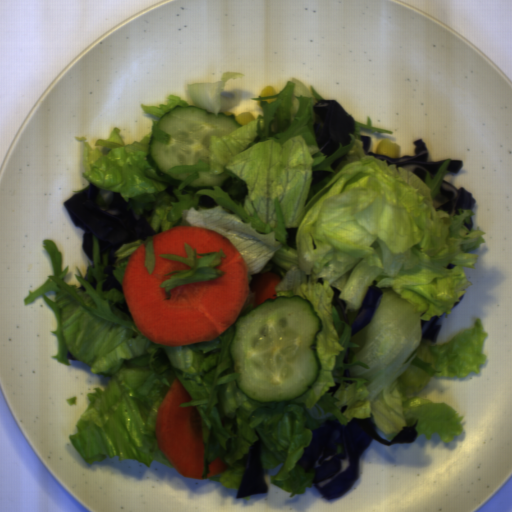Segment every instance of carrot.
<instances>
[{
  "instance_id": "obj_1",
  "label": "carrot",
  "mask_w": 512,
  "mask_h": 512,
  "mask_svg": "<svg viewBox=\"0 0 512 512\" xmlns=\"http://www.w3.org/2000/svg\"><path fill=\"white\" fill-rule=\"evenodd\" d=\"M155 264L145 266L146 247L141 243L130 255L122 281V292L132 319L143 336L154 343L181 346L216 339L232 326L248 300L250 282L246 262L231 241L205 227L178 226L151 236ZM184 243L197 253L223 250L226 257L216 269L221 277L174 287L166 298L159 285L173 270L190 269L186 264L159 257H187Z\"/></svg>"
},
{
  "instance_id": "obj_3",
  "label": "carrot",
  "mask_w": 512,
  "mask_h": 512,
  "mask_svg": "<svg viewBox=\"0 0 512 512\" xmlns=\"http://www.w3.org/2000/svg\"><path fill=\"white\" fill-rule=\"evenodd\" d=\"M282 279L280 275L274 272H266L259 275L253 284L254 291L253 301L257 305H261L268 299H276V286L280 285Z\"/></svg>"
},
{
  "instance_id": "obj_2",
  "label": "carrot",
  "mask_w": 512,
  "mask_h": 512,
  "mask_svg": "<svg viewBox=\"0 0 512 512\" xmlns=\"http://www.w3.org/2000/svg\"><path fill=\"white\" fill-rule=\"evenodd\" d=\"M192 401L176 377L157 414L154 437L159 450L183 478H204V433L197 406H180Z\"/></svg>"
},
{
  "instance_id": "obj_4",
  "label": "carrot",
  "mask_w": 512,
  "mask_h": 512,
  "mask_svg": "<svg viewBox=\"0 0 512 512\" xmlns=\"http://www.w3.org/2000/svg\"><path fill=\"white\" fill-rule=\"evenodd\" d=\"M228 468V465L222 460L221 457H217L214 461H212L208 465V471L210 473L207 475V478L213 477L215 475L221 474Z\"/></svg>"
}]
</instances>
